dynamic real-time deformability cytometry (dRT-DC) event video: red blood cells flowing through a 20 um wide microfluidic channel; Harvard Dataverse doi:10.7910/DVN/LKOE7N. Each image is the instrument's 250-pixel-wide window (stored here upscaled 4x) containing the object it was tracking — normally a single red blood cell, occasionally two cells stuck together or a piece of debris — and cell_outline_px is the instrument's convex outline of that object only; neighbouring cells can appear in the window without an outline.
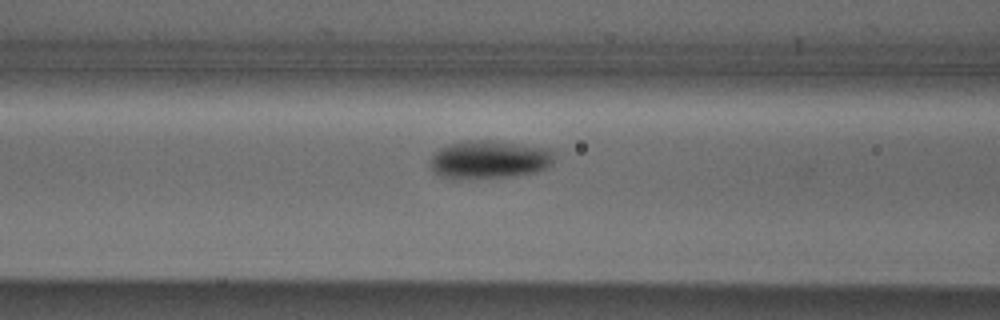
{"species": "Egyptian fruit bat (a non-hibernating species)", "species_latin": "Rousettus aegyptiacus", "temperature_condition": "cold", "stored_images_in_passage": 7, "camera_frame_rate_fps": 3000, "um_per_image_px": 0.085, "animal": {"sex": "male"}, "frame": {"image": 1, "passage_image": 5, "time_ms": 1.333, "image_size_px": [1000, 320], "cell_outline_px": [[556, 152], [552, 164], [548, 168], [536, 172], [512, 176], [440, 176], [432, 172], [428, 164], [432, 156], [440, 148], [448, 144], [468, 140], [488, 140], [544, 148]], "centroid_in_image_um": [41.6, 13.53], "position_along_channel_um": 125.0, "area_um2": 26.88}}